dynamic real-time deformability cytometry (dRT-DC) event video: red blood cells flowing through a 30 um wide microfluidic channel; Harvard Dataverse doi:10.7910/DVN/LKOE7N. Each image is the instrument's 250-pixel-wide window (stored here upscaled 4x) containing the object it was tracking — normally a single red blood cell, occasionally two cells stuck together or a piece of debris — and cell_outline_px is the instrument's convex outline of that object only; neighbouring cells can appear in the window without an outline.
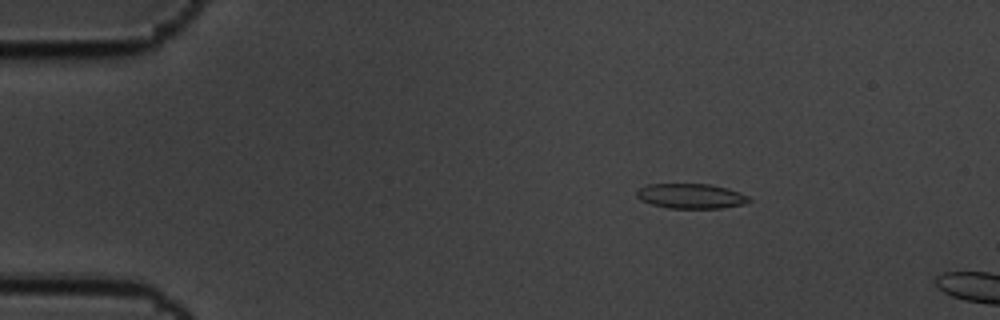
{"species": "common noctule bat (a hibernating species)", "species_latin": "Nyctalus noctula", "temperature_condition": "cold", "stored_images_in_passage": 3, "camera_frame_rate_fps": 3000, "um_per_image_px": 0.085, "animal": {"sex": "male", "body_mass_g": 19.5, "forearm_length_mm": 54.6}, "frame": {"image": 1, "passage_image": 1, "time_ms": 0.0, "image_size_px": [1000, 320], "cell_outline_px": [[752, 200], [744, 204], [720, 208], [668, 208], [652, 204], [640, 200], [636, 196], [636, 192], [640, 188], [648, 184], [708, 184], [728, 188], [740, 192], [748, 196]], "centroid_in_image_um": [58.74, 16.66], "position_along_channel_um": 26.3, "area_um2": 16.3}}